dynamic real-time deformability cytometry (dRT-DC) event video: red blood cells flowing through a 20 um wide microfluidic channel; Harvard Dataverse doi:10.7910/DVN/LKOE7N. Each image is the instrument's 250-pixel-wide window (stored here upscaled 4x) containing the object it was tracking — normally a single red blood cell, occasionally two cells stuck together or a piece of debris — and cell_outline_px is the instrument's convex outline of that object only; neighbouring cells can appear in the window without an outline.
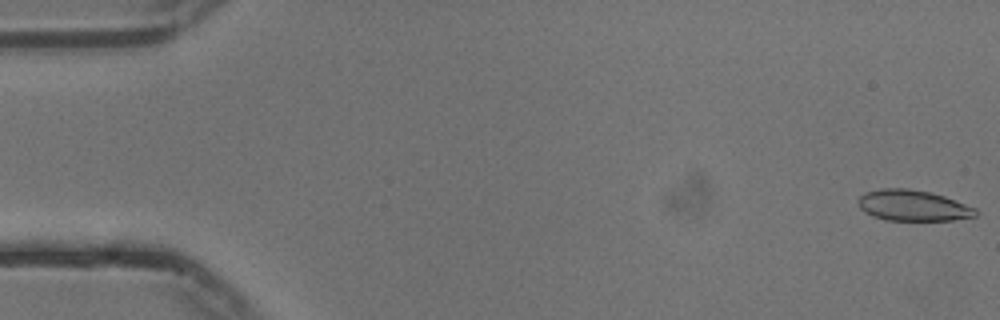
{"species": "common noctule bat (a hibernating species)", "species_latin": "Nyctalus noctula", "temperature_condition": "cold", "stored_images_in_passage": 21, "camera_frame_rate_fps": 3000, "um_per_image_px": 0.085, "animal": {"sex": "male", "body_mass_g": 13.3}, "frame": {"image": 1, "passage_image": 1, "time_ms": 0.0, "image_size_px": [1000, 320], "cell_outline_px": [[980, 212], [976, 216], [952, 220], [884, 220], [872, 216], [864, 212], [860, 208], [856, 200], [864, 192], [880, 188], [908, 188], [932, 192], [944, 196], [976, 208]], "centroid_in_image_um": [77.57, 17.46], "position_along_channel_um": 7.4, "area_um2": 21.44}}
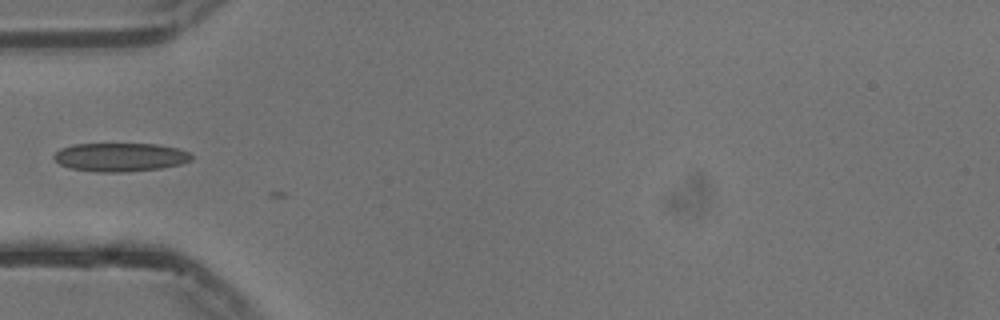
{"frame": {"image": 2, "passage_image": 18, "time_ms": 5.667, "image_size_px": [1000, 320], "cell_outline_px": [[192, 160], [180, 164], [160, 168], [124, 172], [96, 172], [68, 168], [60, 164], [52, 156], [60, 148], [72, 144], [156, 144], [176, 148], [188, 152], [192, 156]], "centroid_in_image_um": [10.18, 13.36], "position_along_channel_um": 74.8, "area_um2": 22.89}}